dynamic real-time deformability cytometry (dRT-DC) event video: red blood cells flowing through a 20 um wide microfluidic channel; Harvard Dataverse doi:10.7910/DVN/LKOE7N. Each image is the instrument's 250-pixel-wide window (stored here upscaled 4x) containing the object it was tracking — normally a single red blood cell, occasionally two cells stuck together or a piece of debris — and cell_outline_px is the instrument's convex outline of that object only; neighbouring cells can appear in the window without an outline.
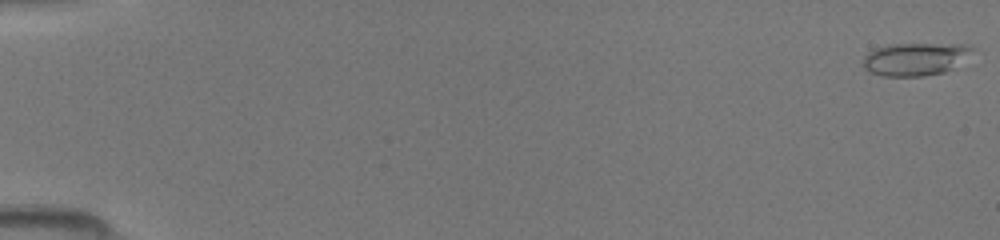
{"species": "common noctule bat (a hibernating species)", "species_latin": "Nyctalus noctula", "temperature_condition": "room temperature", "stored_images_in_passage": 48, "camera_frame_rate_fps": 3000, "um_per_image_px": 0.085, "animal": {"sex": "female", "body_mass_g": 19.5, "forearm_length_mm": 54.1}, "frame": {"image": 1, "passage_image": 1, "time_ms": 0.0, "image_size_px": [1000, 240], "cell_outline_px": [[972, 48], [944, 72], [924, 76], [884, 76], [872, 72], [864, 68], [864, 56], [868, 52], [876, 48], [888, 44], [968, 44]], "centroid_in_image_um": [77.66, 5.01], "position_along_channel_um": 7.3, "area_um2": 20.06}}
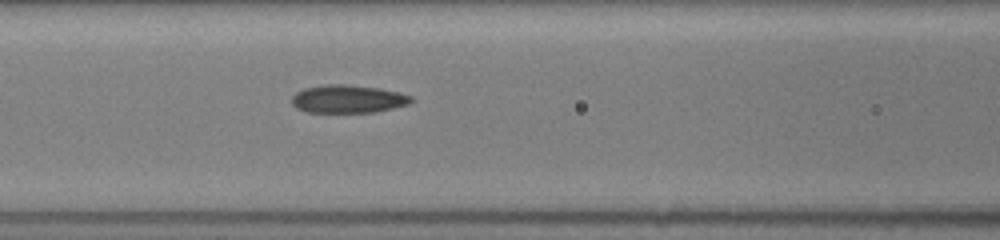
{"frame": {"image": 2, "passage_image": 22, "time_ms": 7.0, "image_size_px": [1000, 240], "cell_outline_px": [[416, 100], [408, 104], [392, 108], [372, 112], [308, 112], [296, 108], [292, 104], [292, 96], [296, 92], [304, 88], [324, 84], [348, 84], [380, 88], [412, 96]], "centroid_in_image_um": [29.56, 8.4], "position_along_channel_um": 137.0, "area_um2": 19.54}}
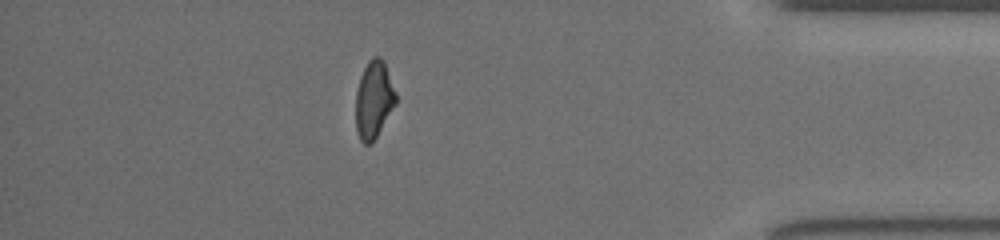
{"frame": {"image": 3, "passage_image": 43, "time_ms": 14.0, "image_size_px": [1000, 240], "cell_outline_px": [[396, 104], [372, 144], [364, 144], [360, 140], [356, 132], [356, 92], [360, 76], [368, 60], [372, 56], [380, 56], [384, 60], [396, 96]], "centroid_in_image_um": [31.76, 8.48], "position_along_channel_um": 403.4, "area_um2": 18.15}}